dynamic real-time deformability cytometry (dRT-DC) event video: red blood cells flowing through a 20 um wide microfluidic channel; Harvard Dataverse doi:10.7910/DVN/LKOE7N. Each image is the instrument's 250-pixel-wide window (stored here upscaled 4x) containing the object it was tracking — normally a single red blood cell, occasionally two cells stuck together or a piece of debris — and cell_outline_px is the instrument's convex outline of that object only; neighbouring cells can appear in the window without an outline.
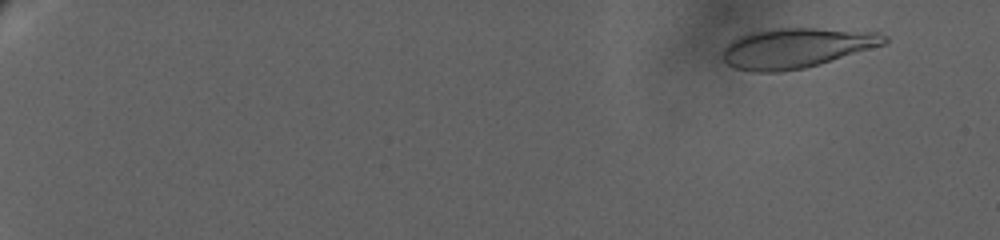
{"species": "human", "species_latin": "Homo sapiens", "temperature_condition": "warm", "stored_images_in_passage": 76, "camera_frame_rate_fps": 3000, "um_per_image_px": 0.085, "donor": {"sex": "female"}, "frame": {"image": 1, "passage_image": 6, "time_ms": 2.0, "image_size_px": [1000, 240], "cell_outline_px": [[888, 40], [884, 44], [820, 64], [804, 68], [780, 72], [752, 72], [736, 68], [728, 64], [724, 60], [724, 48], [732, 40], [740, 36], [752, 32], [768, 28], [816, 28], [880, 32], [888, 36]], "centroid_in_image_um": [67.7, 4.07], "position_along_channel_um": 17.3, "area_um2": 37.51}}
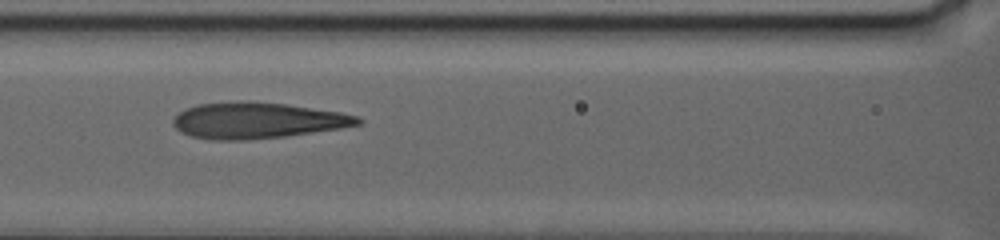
{"frame": {"image": 2, "passage_image": 46, "time_ms": 13.0, "image_size_px": [1000, 240], "cell_outline_px": [[364, 120], [360, 124], [340, 128], [284, 136], [244, 140], [212, 140], [192, 136], [180, 132], [172, 124], [172, 120], [184, 108], [200, 104], [284, 104], [340, 112], [356, 116]], "centroid_in_image_um": [21.86, 10.28], "position_along_channel_um": 144.7, "area_um2": 37.4}}
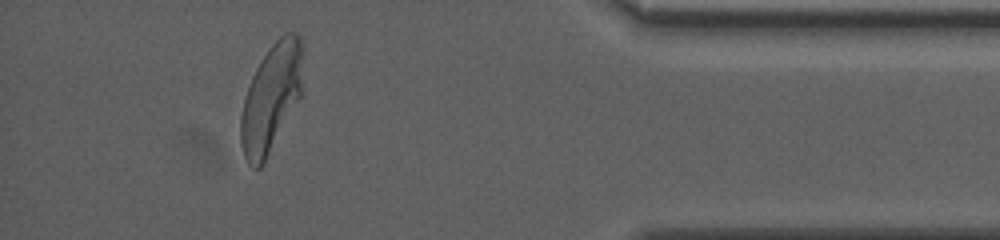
{"frame": {"image": 3, "passage_image": 72, "time_ms": 23.0, "image_size_px": [1000, 240], "cell_outline_px": [[304, 52], [300, 96], [264, 164], [260, 168], [252, 168], [248, 164], [244, 156], [240, 144], [240, 116], [244, 100], [252, 76], [260, 60], [268, 48], [284, 32], [296, 32], [300, 36], [304, 48]], "centroid_in_image_um": [23.05, 8.3], "position_along_channel_um": 412.2, "area_um2": 39.36}}